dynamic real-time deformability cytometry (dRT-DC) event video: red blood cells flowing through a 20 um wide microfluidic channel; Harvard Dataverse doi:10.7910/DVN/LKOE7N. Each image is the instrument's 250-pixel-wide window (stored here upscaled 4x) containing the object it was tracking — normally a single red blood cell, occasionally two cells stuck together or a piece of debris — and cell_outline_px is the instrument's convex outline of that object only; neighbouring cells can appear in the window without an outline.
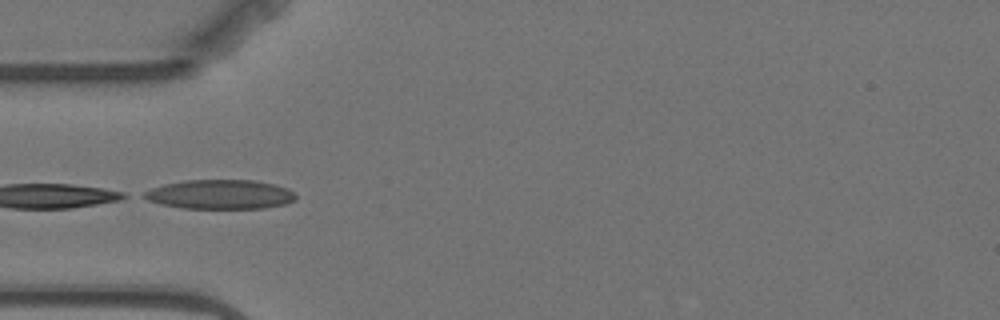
{"species": "Egyptian fruit bat (a non-hibernating species)", "species_latin": "Rousettus aegyptiacus", "temperature_condition": "warm", "stored_images_in_passage": 7, "camera_frame_rate_fps": 3000, "um_per_image_px": 0.085, "animal": {"sex": "female"}, "frame": {"image": 1, "passage_image": 5, "time_ms": 4.667, "image_size_px": [1000, 320], "cell_outline_px": [[296, 200], [284, 204], [264, 208], [180, 208], [160, 204], [148, 200], [140, 196], [144, 192], [152, 188], [164, 184], [184, 180], [256, 180], [276, 184], [288, 188], [296, 196]], "centroid_in_image_um": [18.7, 16.52], "position_along_channel_um": 66.3, "area_um2": 26.07}}
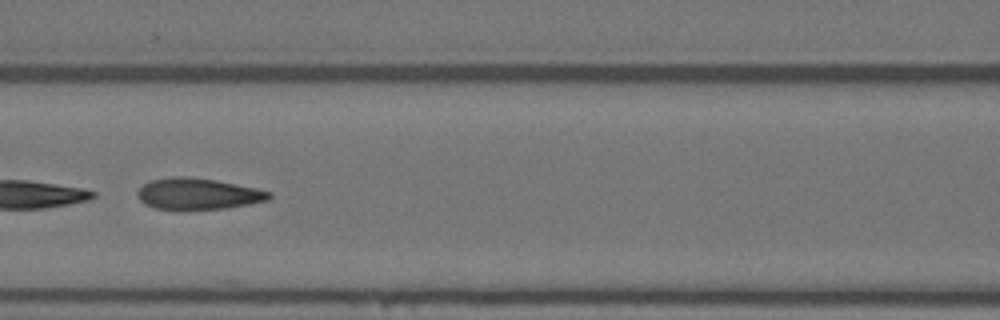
{"frame": {"image": 2, "passage_image": 7, "time_ms": 7.0, "image_size_px": [1000, 320], "cell_outline_px": [[272, 196], [268, 200], [228, 208], [156, 208], [144, 204], [136, 196], [136, 192], [144, 184], [152, 180], [172, 176], [188, 176], [216, 180], [256, 188], [272, 192]], "centroid_in_image_um": [16.83, 16.45], "position_along_channel_um": 149.8, "area_um2": 23.7}}